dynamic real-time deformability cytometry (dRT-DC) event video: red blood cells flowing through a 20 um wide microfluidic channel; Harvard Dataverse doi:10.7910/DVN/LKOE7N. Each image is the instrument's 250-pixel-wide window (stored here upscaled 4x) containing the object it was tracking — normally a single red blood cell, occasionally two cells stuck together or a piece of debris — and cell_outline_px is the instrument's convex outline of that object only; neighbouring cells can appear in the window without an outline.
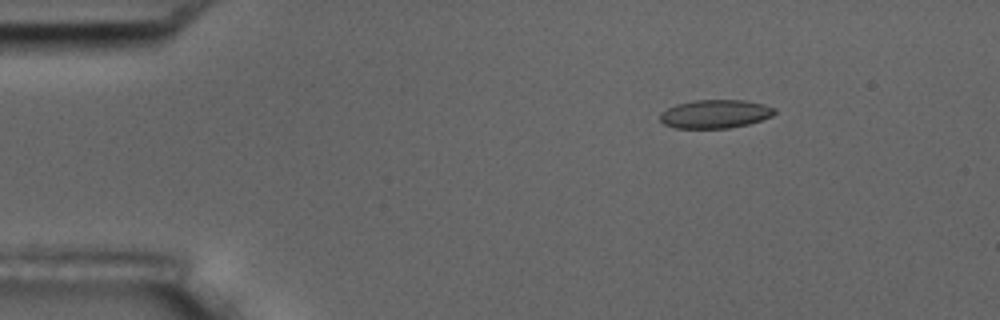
{"species": "common noctule bat (a hibernating species)", "species_latin": "Nyctalus noctula", "temperature_condition": "room temperature", "stored_images_in_passage": 6, "camera_frame_rate_fps": 3000, "um_per_image_px": 0.085, "animal": {"sex": "male", "body_mass_g": 17.5, "forearm_length_mm": 52.3}, "frame": {"image": 1, "passage_image": 3, "time_ms": 2.667, "image_size_px": [1000, 320], "cell_outline_px": [[776, 112], [772, 116], [748, 124], [728, 128], [676, 128], [664, 124], [660, 120], [660, 112], [676, 104], [692, 100], [744, 100], [764, 104], [776, 108]], "centroid_in_image_um": [60.79, 9.68], "position_along_channel_um": 24.2, "area_um2": 19.07}}
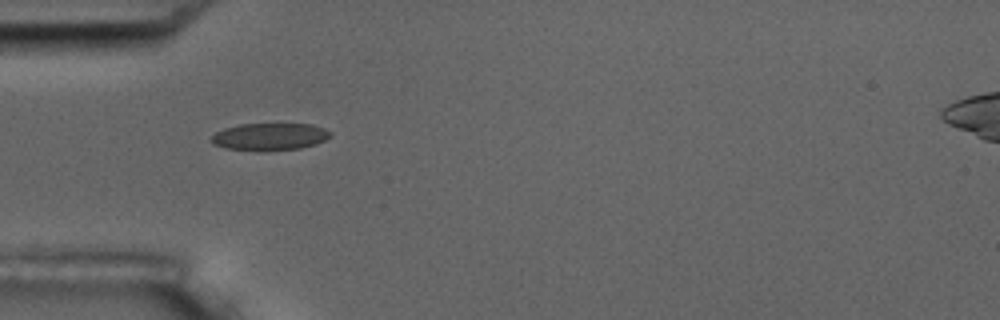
{"frame": {"image": 2, "passage_image": 5, "time_ms": 5.667, "image_size_px": [1000, 320], "cell_outline_px": [[332, 136], [316, 144], [300, 148], [260, 152], [224, 148], [212, 144], [208, 140], [216, 132], [224, 128], [240, 124], [312, 124], [324, 128], [332, 132]], "centroid_in_image_um": [22.9, 11.63], "position_along_channel_um": 62.1, "area_um2": 19.31}}